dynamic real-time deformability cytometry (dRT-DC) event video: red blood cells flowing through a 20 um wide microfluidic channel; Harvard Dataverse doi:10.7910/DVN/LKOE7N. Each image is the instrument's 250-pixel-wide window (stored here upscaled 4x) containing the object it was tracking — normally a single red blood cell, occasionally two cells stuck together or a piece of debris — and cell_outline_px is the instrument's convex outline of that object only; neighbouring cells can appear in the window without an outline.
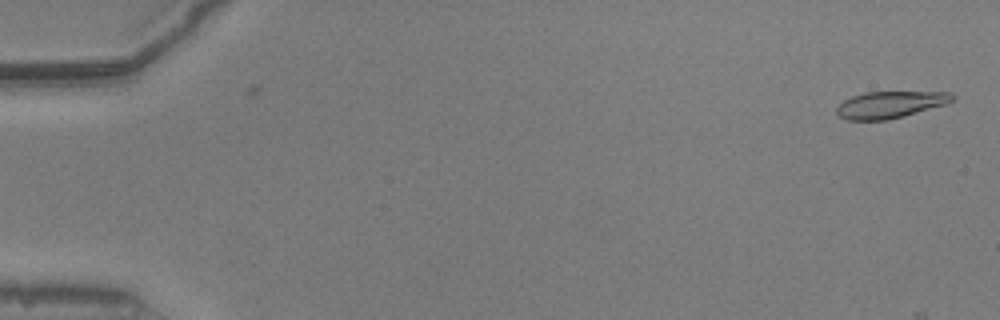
{"species": "common noctule bat (a hibernating species)", "species_latin": "Nyctalus noctula", "temperature_condition": "warm", "stored_images_in_passage": 5, "camera_frame_rate_fps": 3000, "um_per_image_px": 0.085, "animal": {"sex": "male", "body_mass_g": 20.5, "forearm_length_mm": 52.5}, "frame": {"image": 1, "passage_image": 1, "time_ms": 0.0, "image_size_px": [1000, 320], "cell_outline_px": [[956, 96], [948, 104], [888, 120], [848, 120], [840, 116], [836, 112], [836, 108], [844, 100], [852, 96], [864, 92], [952, 92]], "centroid_in_image_um": [75.69, 8.89], "position_along_channel_um": 9.3, "area_um2": 18.09}}